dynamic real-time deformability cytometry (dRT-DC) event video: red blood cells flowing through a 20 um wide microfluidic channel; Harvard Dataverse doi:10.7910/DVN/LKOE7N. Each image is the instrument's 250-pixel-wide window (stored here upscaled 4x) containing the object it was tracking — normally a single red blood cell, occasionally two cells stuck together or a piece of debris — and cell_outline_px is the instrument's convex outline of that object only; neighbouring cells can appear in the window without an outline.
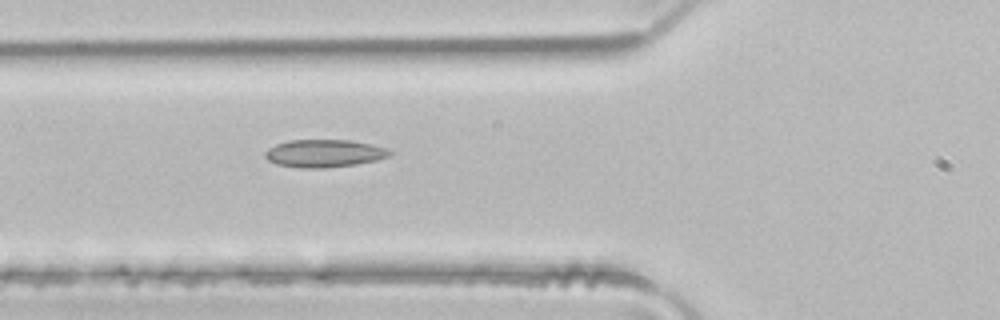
{"species": "common noctule bat (a hibernating species)", "species_latin": "Nyctalus noctula", "temperature_condition": "room temperature", "stored_images_in_passage": 3, "camera_frame_rate_fps": 3000, "um_per_image_px": 0.085, "animal": {"sex": "male", "body_mass_g": 21.5, "forearm_length_mm": 52.0}, "frame": {"image": 1, "passage_image": 3, "time_ms": 0.667, "image_size_px": [1000, 320], "cell_outline_px": [[392, 152], [388, 156], [376, 160], [356, 164], [324, 168], [300, 168], [276, 164], [268, 160], [264, 156], [264, 152], [268, 148], [276, 144], [288, 140], [352, 140], [372, 144], [384, 148]], "centroid_in_image_um": [27.51, 13.03], "position_along_channel_um": 98.3, "area_um2": 20.11}}